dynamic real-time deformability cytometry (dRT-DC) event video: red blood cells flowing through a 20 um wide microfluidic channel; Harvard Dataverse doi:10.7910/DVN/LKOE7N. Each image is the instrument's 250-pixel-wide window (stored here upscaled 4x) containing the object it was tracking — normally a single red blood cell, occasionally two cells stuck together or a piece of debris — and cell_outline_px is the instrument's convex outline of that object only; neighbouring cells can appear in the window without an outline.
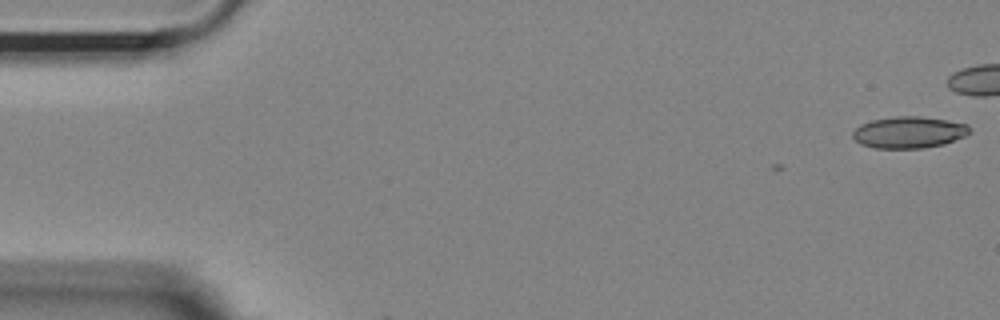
{"species": "Egyptian fruit bat (a non-hibernating species)", "species_latin": "Rousettus aegyptiacus", "temperature_condition": "room temperature", "stored_images_in_passage": 3, "camera_frame_rate_fps": 3000, "um_per_image_px": 0.085, "animal": {"sex": "female"}, "frame": {"image": 1, "passage_image": 1, "time_ms": 0.0, "image_size_px": [1000, 320], "cell_outline_px": [[972, 132], [964, 136], [944, 144], [924, 148], [872, 148], [860, 144], [852, 136], [852, 132], [860, 124], [872, 120], [896, 116], [920, 116], [948, 120], [968, 124]], "centroid_in_image_um": [77.26, 11.24], "position_along_channel_um": 7.7, "area_um2": 21.68}}